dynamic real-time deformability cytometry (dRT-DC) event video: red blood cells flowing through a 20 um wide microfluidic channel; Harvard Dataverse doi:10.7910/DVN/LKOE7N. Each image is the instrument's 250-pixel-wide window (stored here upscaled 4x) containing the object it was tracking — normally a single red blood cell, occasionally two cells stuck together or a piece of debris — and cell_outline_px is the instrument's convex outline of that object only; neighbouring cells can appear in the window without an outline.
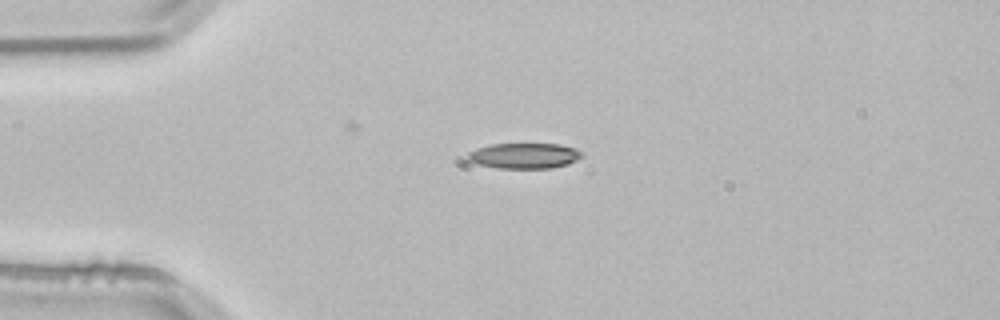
{"species": "common noctule bat (a hibernating species)", "species_latin": "Nyctalus noctula", "temperature_condition": "room temperature", "stored_images_in_passage": 3, "camera_frame_rate_fps": 3000, "um_per_image_px": 0.085, "animal": {"sex": "male", "body_mass_g": 21.5, "forearm_length_mm": 52.0}, "frame": {"image": 1, "passage_image": 1, "time_ms": 0.0, "image_size_px": [1000, 320], "cell_outline_px": [[584, 156], [568, 164], [552, 168], [496, 168], [476, 164], [468, 160], [464, 156], [468, 152], [476, 148], [492, 144], [560, 144], [576, 148]], "centroid_in_image_um": [44.52, 13.24], "position_along_channel_um": 40.5, "area_um2": 17.17}}
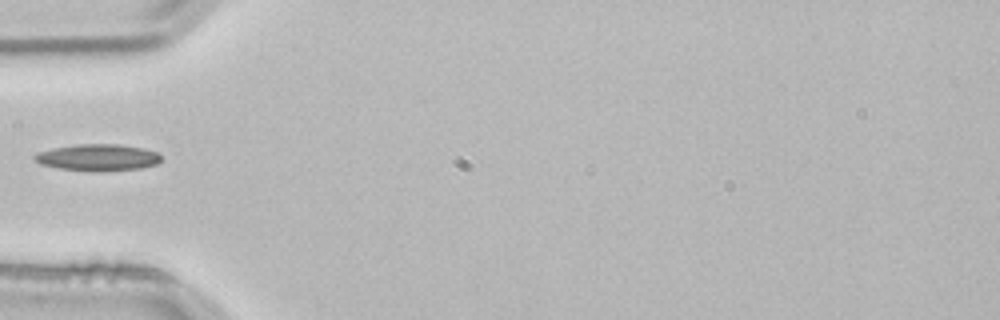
{"frame": {"image": 2, "passage_image": 2, "time_ms": 0.333, "image_size_px": [1000, 320], "cell_outline_px": [[160, 160], [156, 164], [140, 168], [60, 168], [40, 164], [32, 156], [36, 152], [52, 148], [80, 144], [116, 144], [140, 148], [156, 152], [160, 156]], "centroid_in_image_um": [8.25, 13.32], "position_along_channel_um": 76.7, "area_um2": 18.32}}